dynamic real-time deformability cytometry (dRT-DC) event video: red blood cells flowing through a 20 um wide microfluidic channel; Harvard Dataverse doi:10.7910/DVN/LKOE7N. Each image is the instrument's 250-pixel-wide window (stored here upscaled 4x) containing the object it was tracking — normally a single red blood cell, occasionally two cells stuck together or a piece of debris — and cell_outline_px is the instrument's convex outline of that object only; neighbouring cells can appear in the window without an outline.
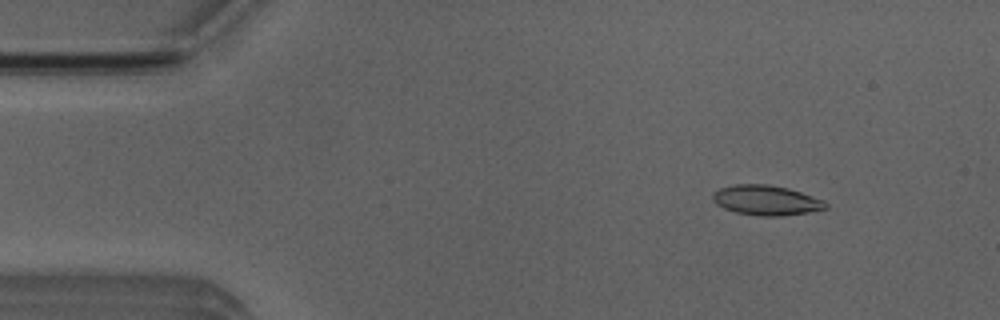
{"species": "Egyptian fruit bat (a non-hibernating species)", "species_latin": "Rousettus aegyptiacus", "temperature_condition": "room temperature", "stored_images_in_passage": 48, "camera_frame_rate_fps": 3000, "um_per_image_px": 0.085, "animal": {"sex": "male"}, "frame": {"image": 1, "passage_image": 2, "time_ms": 0.333, "image_size_px": [1000, 320], "cell_outline_px": [[828, 208], [808, 212], [780, 216], [760, 216], [736, 212], [724, 208], [716, 204], [712, 200], [712, 192], [720, 188], [736, 184], [768, 184], [788, 188], [824, 200], [828, 204]], "centroid_in_image_um": [65.11, 17.02], "position_along_channel_um": 19.9, "area_um2": 19.71}}
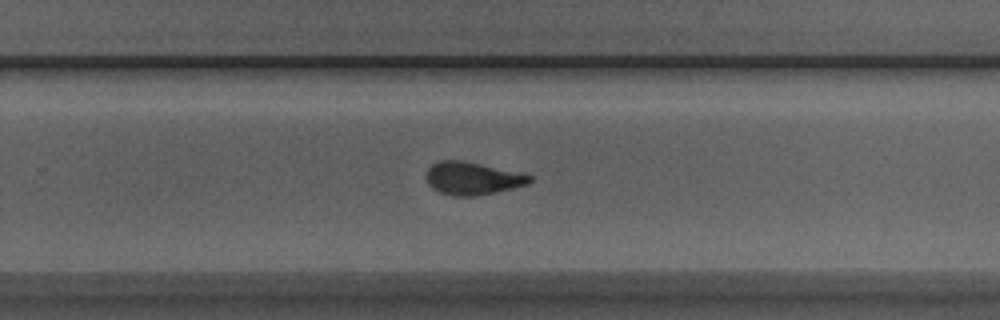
{"frame": {"image": 2, "passage_image": 29, "time_ms": 9.333, "image_size_px": [1000, 320], "cell_outline_px": [[532, 180], [528, 184], [512, 188], [472, 196], [452, 196], [440, 192], [432, 188], [428, 184], [424, 176], [428, 168], [432, 164], [440, 160], [464, 160], [532, 176]], "centroid_in_image_um": [40.08, 15.15], "position_along_channel_um": 289.7, "area_um2": 19.54}}
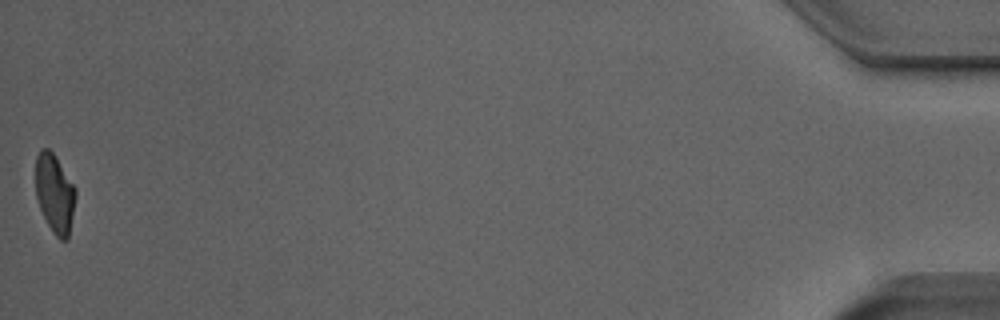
{"frame": {"image": 3, "passage_image": 48, "time_ms": 15.667, "image_size_px": [1000, 320], "cell_outline_px": [[76, 196], [68, 240], [60, 240], [52, 232], [40, 208], [36, 196], [36, 156], [40, 148], [48, 148], [56, 156], [76, 188]], "centroid_in_image_um": [4.66, 16.43], "position_along_channel_um": 430.5, "area_um2": 18.44}, "authors_computed_cell_mechanics": {"area_um2": 19.7098, "velocity_mm_per_s": 3.8898, "shape_relaxation_time_tau1_ms": 4.0492, "shape_relaxation_time_tau2_ms": 1.3683, "deformation_change_tau1": 0.1788, "deformation_change_tau2": 0.0852}}